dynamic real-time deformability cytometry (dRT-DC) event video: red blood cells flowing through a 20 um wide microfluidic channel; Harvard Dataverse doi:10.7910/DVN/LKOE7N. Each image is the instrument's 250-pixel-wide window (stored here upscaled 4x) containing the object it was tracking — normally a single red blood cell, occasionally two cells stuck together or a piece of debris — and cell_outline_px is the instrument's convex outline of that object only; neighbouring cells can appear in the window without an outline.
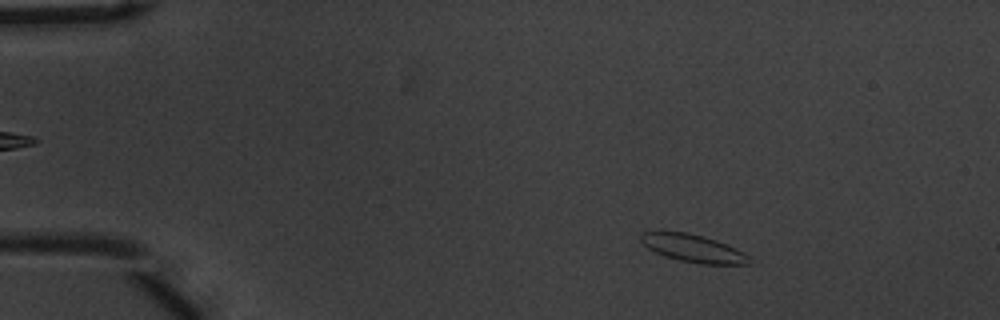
{"species": "common noctule bat (a hibernating species)", "species_latin": "Nyctalus noctula", "temperature_condition": "warm", "stored_images_in_passage": 54, "camera_frame_rate_fps": 3000, "um_per_image_px": 0.085, "animal": {"sex": "male", "body_mass_g": 20.1, "forearm_length_mm": 53.5}, "frame": {"image": 1, "passage_image": 7, "time_ms": 2.0, "image_size_px": [1000, 320], "cell_outline_px": [[748, 264], [700, 264], [680, 260], [664, 256], [648, 248], [640, 240], [640, 232], [660, 228], [688, 232], [704, 236], [728, 244], [744, 252], [748, 256]], "centroid_in_image_um": [58.81, 21.04], "position_along_channel_um": 26.2, "area_um2": 18.03}}
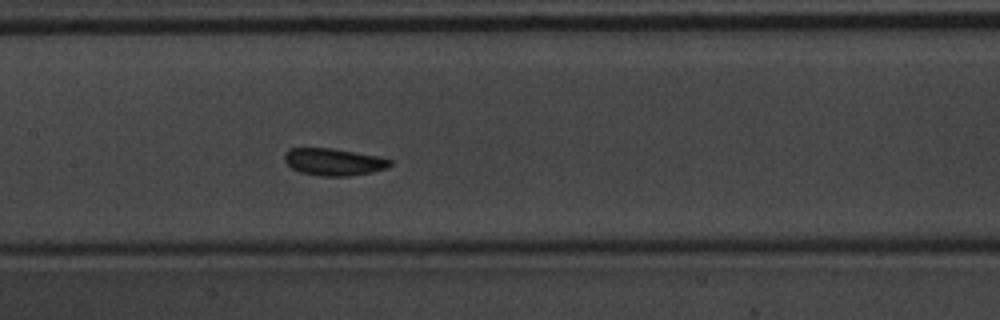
{"frame": {"image": 2, "passage_image": 26, "time_ms": 8.333, "image_size_px": [1000, 320], "cell_outline_px": [[392, 164], [388, 168], [372, 172], [348, 176], [320, 176], [300, 172], [292, 168], [284, 160], [284, 152], [288, 148], [332, 148], [376, 156], [392, 160]], "centroid_in_image_um": [28.35, 13.76], "position_along_channel_um": 179.1, "area_um2": 16.7}}
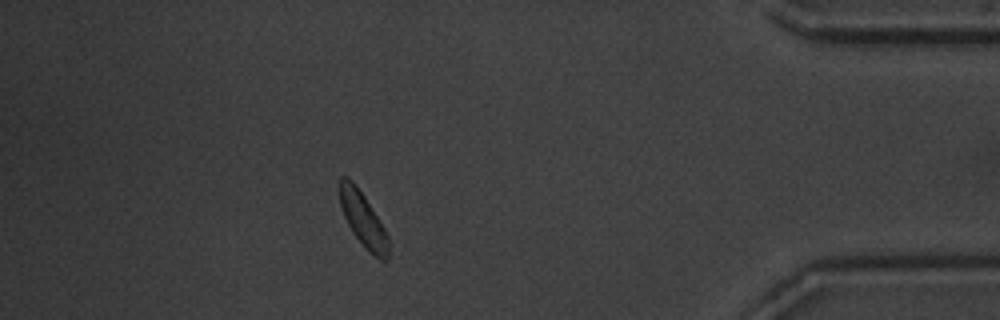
{"frame": {"image": 3, "passage_image": 48, "time_ms": 15.667, "image_size_px": [1000, 320], "cell_outline_px": [[388, 260], [380, 260], [352, 232], [344, 216], [340, 204], [340, 176], [344, 176], [352, 180], [364, 196], [384, 228], [388, 236]], "centroid_in_image_um": [30.85, 18.62], "position_along_channel_um": 404.3, "area_um2": 14.8}, "authors_computed_cell_mechanics": {"area_um2": 16.5886, "velocity_mm_per_s": 3.6291, "shape_relaxation_time_tau1_ms": 6.4132, "shape_relaxation_time_tau2_ms": null, "deformation_change_tau1": 0.1492, "deformation_change_tau2": null}}